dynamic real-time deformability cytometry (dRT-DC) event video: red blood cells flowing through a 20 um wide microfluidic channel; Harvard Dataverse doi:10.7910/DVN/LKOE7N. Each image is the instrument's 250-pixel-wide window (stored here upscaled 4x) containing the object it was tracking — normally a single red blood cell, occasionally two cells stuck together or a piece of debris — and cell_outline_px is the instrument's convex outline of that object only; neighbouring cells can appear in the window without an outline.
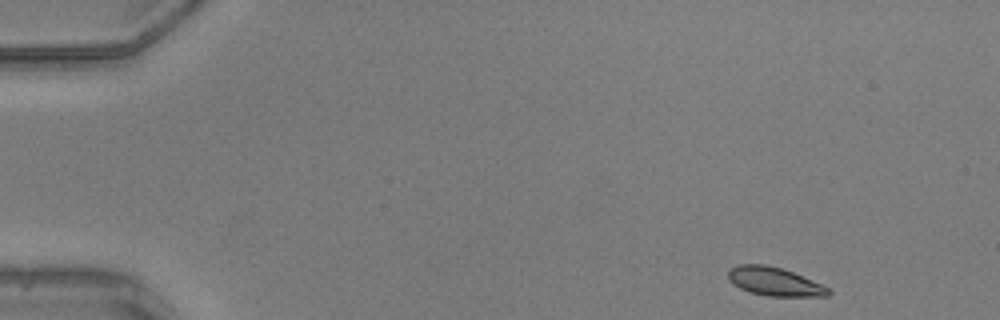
{"species": "common noctule bat (a hibernating species)", "species_latin": "Nyctalus noctula", "temperature_condition": "warm", "stored_images_in_passage": 10, "camera_frame_rate_fps": 3000, "um_per_image_px": 0.085, "animal": {"sex": "male", "body_mass_g": 20.5, "forearm_length_mm": 52.5}, "frame": {"image": 1, "passage_image": 1, "time_ms": 0.0, "image_size_px": [1000, 320], "cell_outline_px": [[832, 292], [828, 296], [768, 296], [752, 292], [740, 288], [732, 284], [728, 280], [728, 272], [732, 268], [740, 264], [764, 264], [780, 268], [792, 272], [812, 280], [828, 288]], "centroid_in_image_um": [65.82, 23.93], "position_along_channel_um": 19.2, "area_um2": 16.42}}